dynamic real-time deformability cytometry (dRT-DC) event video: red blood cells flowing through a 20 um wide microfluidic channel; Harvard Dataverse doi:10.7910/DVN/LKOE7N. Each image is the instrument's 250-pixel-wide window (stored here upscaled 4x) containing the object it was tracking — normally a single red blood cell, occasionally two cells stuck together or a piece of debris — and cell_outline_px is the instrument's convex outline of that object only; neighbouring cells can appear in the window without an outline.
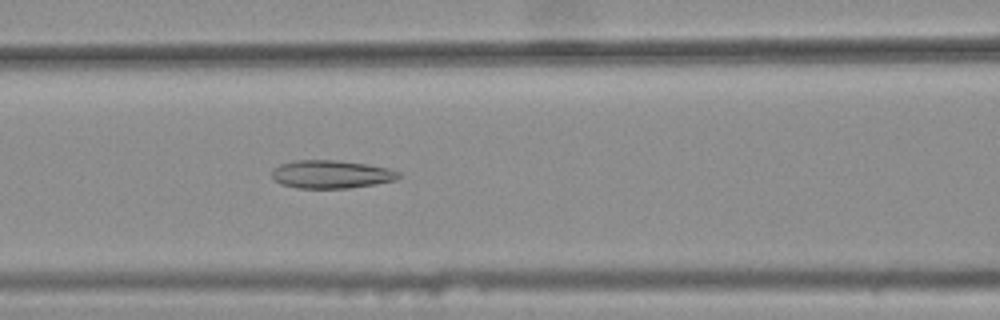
{"species": "common noctule bat (a hibernating species)", "species_latin": "Nyctalus noctula", "temperature_condition": "warm", "stored_images_in_passage": 46, "camera_frame_rate_fps": 3000, "um_per_image_px": 0.085, "animal": {"sex": "female", "body_mass_g": 25.1}, "frame": {"image": 1, "passage_image": 23, "time_ms": 7.333, "image_size_px": [1000, 320], "cell_outline_px": [[404, 176], [396, 180], [376, 184], [348, 188], [296, 188], [280, 184], [272, 176], [272, 168], [280, 164], [296, 160], [336, 160], [368, 164], [388, 168], [400, 172]], "centroid_in_image_um": [28.18, 14.81], "position_along_channel_um": 138.4, "area_um2": 20.98}}
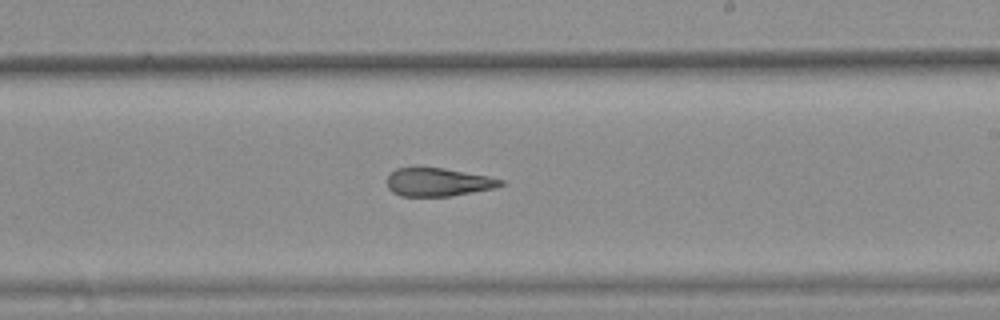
{"frame": {"image": 2, "passage_image": 32, "time_ms": 10.333, "image_size_px": [1000, 320], "cell_outline_px": [[504, 184], [496, 188], [448, 196], [400, 196], [392, 192], [388, 188], [388, 172], [396, 168], [444, 168], [488, 176], [504, 180]], "centroid_in_image_um": [37.23, 15.48], "position_along_channel_um": 251.8, "area_um2": 18.67}}
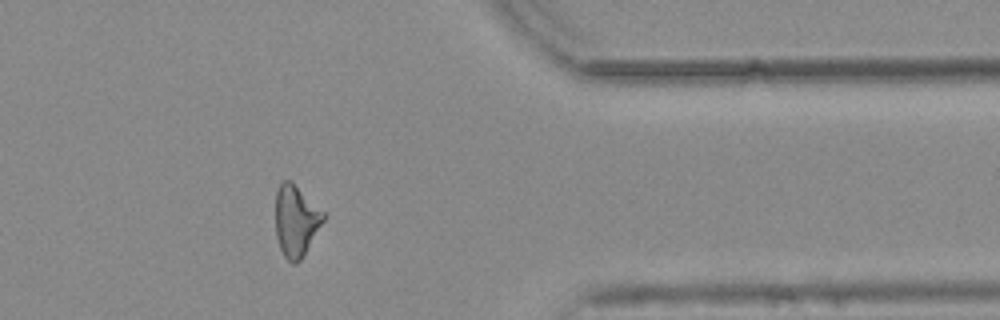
{"frame": {"image": 3, "passage_image": 44, "time_ms": 14.333, "image_size_px": [1000, 320], "cell_outline_px": [[324, 220], [300, 260], [296, 264], [292, 264], [284, 256], [280, 248], [276, 236], [276, 192], [280, 184], [284, 180], [292, 180], [324, 212]], "centroid_in_image_um": [25.14, 18.74], "position_along_channel_um": 386.3, "area_um2": 19.71}, "authors_computed_cell_mechanics": {"area_um2": 20.808, "velocity_mm_per_s": 3.7941, "shape_relaxation_time_tau1_ms": null, "shape_relaxation_time_tau2_ms": 3.6656, "deformation_change_tau1": null, "deformation_change_tau2": 0.1532}}